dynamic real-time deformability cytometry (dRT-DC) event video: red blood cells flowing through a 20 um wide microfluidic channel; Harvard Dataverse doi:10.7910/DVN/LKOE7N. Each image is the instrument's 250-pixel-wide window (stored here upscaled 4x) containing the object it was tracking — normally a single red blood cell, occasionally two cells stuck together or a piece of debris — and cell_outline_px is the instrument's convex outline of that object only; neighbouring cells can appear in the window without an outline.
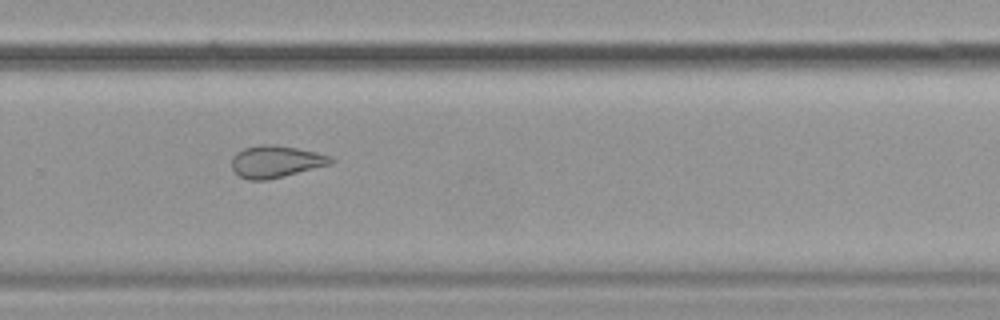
{"species": "common noctule bat (a hibernating species)", "species_latin": "Nyctalus noctula", "temperature_condition": "cold", "stored_images_in_passage": 14, "camera_frame_rate_fps": 3000, "um_per_image_px": 0.085, "animal": {"sex": "female", "body_mass_g": 19.9}, "frame": {"image": 1, "passage_image": 10, "time_ms": 3.0, "image_size_px": [1000, 320], "cell_outline_px": [[336, 160], [332, 164], [268, 180], [248, 180], [240, 176], [232, 168], [232, 156], [236, 152], [244, 148], [260, 144], [272, 144], [296, 148], [316, 152], [332, 156]], "centroid_in_image_um": [23.46, 13.73], "position_along_channel_um": 306.3, "area_um2": 18.61}}